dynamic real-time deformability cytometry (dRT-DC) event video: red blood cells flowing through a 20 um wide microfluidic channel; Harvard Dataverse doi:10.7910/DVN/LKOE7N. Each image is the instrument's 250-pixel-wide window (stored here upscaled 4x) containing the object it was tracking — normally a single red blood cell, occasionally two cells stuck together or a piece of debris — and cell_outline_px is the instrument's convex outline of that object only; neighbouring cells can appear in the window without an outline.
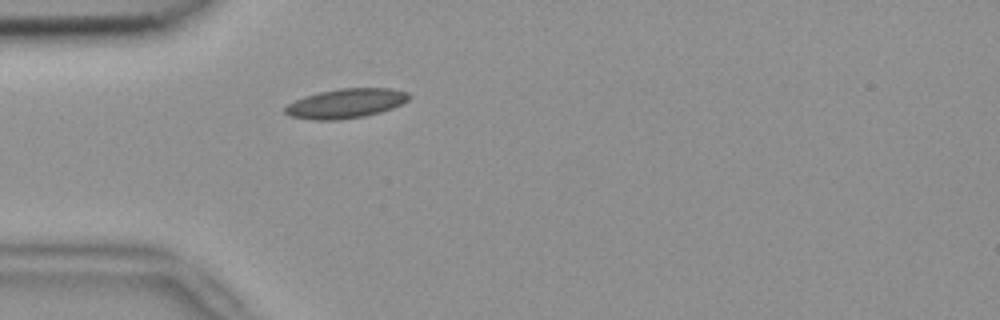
{"species": "common noctule bat (a hibernating species)", "species_latin": "Nyctalus noctula", "temperature_condition": "room temperature", "stored_images_in_passage": 28, "camera_frame_rate_fps": 3000, "um_per_image_px": 0.085, "animal": {"sex": "female", "body_mass_g": 18.4}, "frame": {"image": 1, "passage_image": 1, "time_ms": 0.0, "image_size_px": [1000, 320], "cell_outline_px": [[412, 96], [408, 100], [392, 108], [380, 112], [364, 116], [336, 120], [316, 120], [288, 116], [284, 112], [284, 108], [288, 104], [304, 96], [320, 92], [340, 88], [392, 88], [408, 92]], "centroid_in_image_um": [29.4, 8.78], "position_along_channel_um": 55.6, "area_um2": 21.27}}
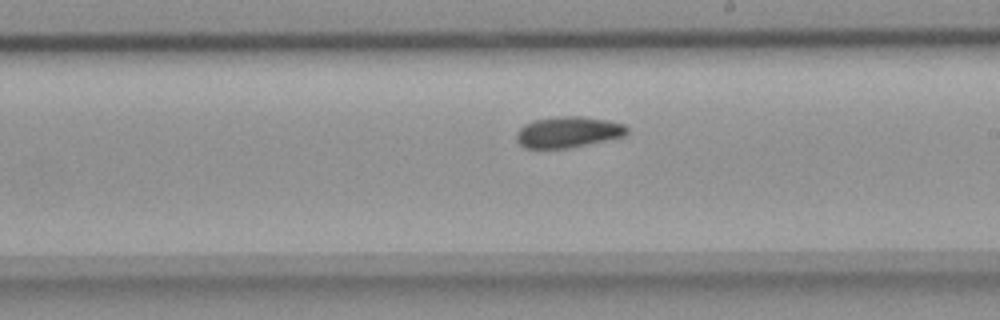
{"frame": {"image": 2, "passage_image": 16, "time_ms": 5.0, "image_size_px": [1000, 320], "cell_outline_px": [[628, 132], [624, 136], [588, 144], [568, 148], [524, 148], [516, 140], [516, 132], [524, 124], [536, 120], [556, 116], [580, 116], [608, 120], [624, 124], [628, 128]], "centroid_in_image_um": [48.28, 11.22], "position_along_channel_um": 240.7, "area_um2": 20.0}}
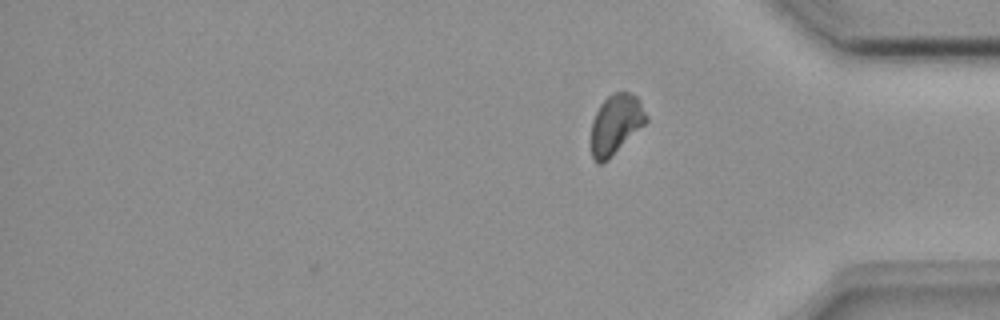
{"frame": {"image": 3, "passage_image": 28, "time_ms": 9.0, "image_size_px": [1000, 320], "cell_outline_px": [[648, 120], [604, 164], [596, 164], [592, 160], [592, 120], [600, 104], [608, 96], [616, 92], [628, 92], [636, 96], [640, 100], [648, 116]], "centroid_in_image_um": [52.34, 10.58], "position_along_channel_um": 382.9, "area_um2": 19.13}, "authors_computed_cell_mechanics": {"area_um2": 19.9121, "velocity_mm_per_s": 3.8243, "shape_relaxation_time_tau1_ms": 10.2958, "shape_relaxation_time_tau2_ms": 4.2247, "deformation_change_tau1": 0.1631, "deformation_change_tau2": 0.0609}}